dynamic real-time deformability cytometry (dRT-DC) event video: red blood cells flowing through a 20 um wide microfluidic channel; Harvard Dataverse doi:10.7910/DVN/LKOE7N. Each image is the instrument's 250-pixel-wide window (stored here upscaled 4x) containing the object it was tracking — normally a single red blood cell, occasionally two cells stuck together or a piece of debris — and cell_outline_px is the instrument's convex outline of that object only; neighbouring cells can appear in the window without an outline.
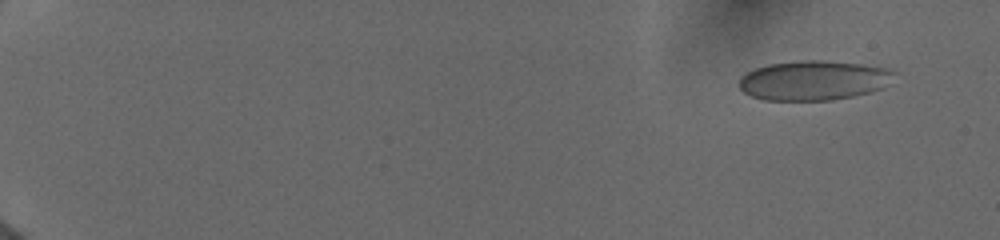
{"species": "human", "species_latin": "Homo sapiens", "temperature_condition": "cold", "stored_images_in_passage": 17, "camera_frame_rate_fps": 3000, "um_per_image_px": 0.085, "donor": {"sex": "female"}, "frame": {"image": 1, "passage_image": 2, "time_ms": 1.0, "image_size_px": [1000, 240], "cell_outline_px": [[896, 72], [884, 88], [872, 92], [832, 100], [764, 100], [752, 96], [744, 92], [740, 88], [740, 76], [756, 68], [768, 64], [800, 60], [824, 60], [860, 64], [888, 68]], "centroid_in_image_um": [69.17, 6.83], "position_along_channel_um": 15.8, "area_um2": 35.84}}
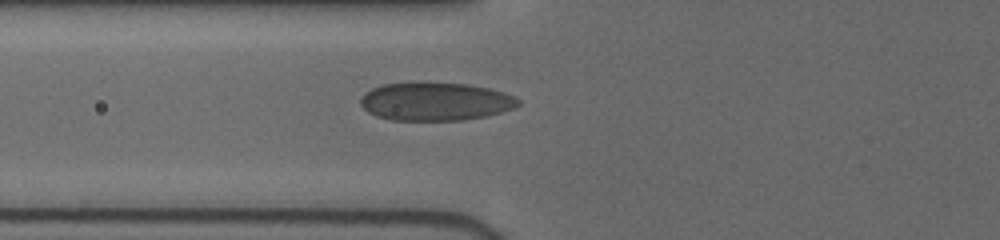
{"frame": {"image": 2, "passage_image": 11, "time_ms": 7.333, "image_size_px": [1000, 240], "cell_outline_px": [[520, 104], [512, 108], [488, 116], [464, 120], [392, 120], [376, 116], [368, 112], [360, 104], [360, 96], [364, 92], [372, 88], [384, 84], [464, 84], [488, 88], [504, 92], [520, 100]], "centroid_in_image_um": [36.99, 8.65], "position_along_channel_um": 88.8, "area_um2": 34.56}}
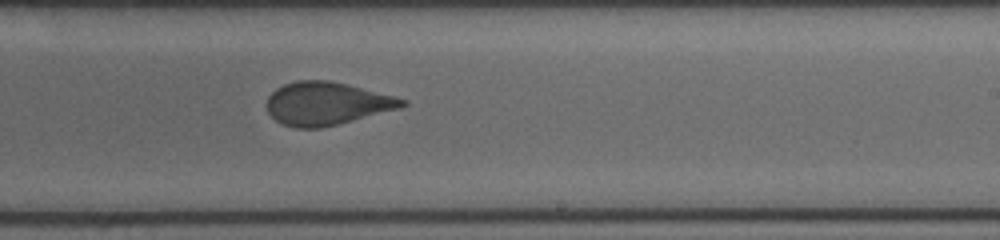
{"frame": {"image": 3, "passage_image": 17, "time_ms": 11.667, "image_size_px": [1000, 240], "cell_outline_px": [[408, 104], [400, 108], [320, 128], [296, 128], [284, 124], [276, 120], [268, 112], [268, 96], [276, 88], [284, 84], [296, 80], [328, 80], [348, 84], [396, 96], [408, 100]], "centroid_in_image_um": [27.79, 8.78], "position_along_channel_um": 261.2, "area_um2": 33.76}}